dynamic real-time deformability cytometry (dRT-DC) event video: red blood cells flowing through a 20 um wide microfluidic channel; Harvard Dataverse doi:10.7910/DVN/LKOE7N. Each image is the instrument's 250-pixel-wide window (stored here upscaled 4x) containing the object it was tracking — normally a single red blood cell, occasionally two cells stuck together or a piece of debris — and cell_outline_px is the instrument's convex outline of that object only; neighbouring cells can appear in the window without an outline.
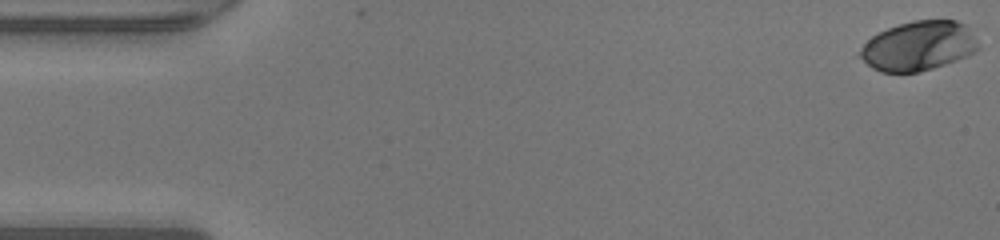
{"species": "human", "species_latin": "Homo sapiens", "temperature_condition": "warm", "stored_images_in_passage": 49, "camera_frame_rate_fps": 3000, "um_per_image_px": 0.085, "donor": {"sex": "male"}, "frame": {"image": 1, "passage_image": 1, "time_ms": 0.0, "image_size_px": [1000, 240], "cell_outline_px": [[980, 48], [968, 56], [932, 68], [916, 72], [880, 72], [872, 68], [856, 56], [860, 48], [872, 36], [888, 28], [912, 20], [956, 20], [964, 24]], "centroid_in_image_um": [78.01, 3.91], "position_along_channel_um": 7.0, "area_um2": 33.87}}
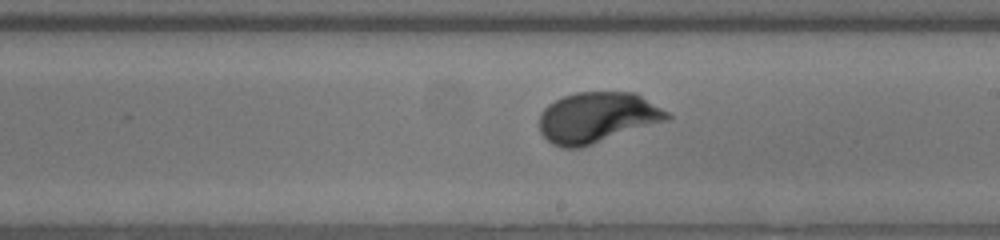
{"frame": {"image": 2, "passage_image": 28, "time_ms": 9.0, "image_size_px": [1000, 240], "cell_outline_px": [[672, 116], [668, 120], [580, 148], [564, 148], [552, 144], [540, 132], [540, 112], [548, 104], [564, 96], [576, 92], [636, 92], [668, 112]], "centroid_in_image_um": [50.76, 9.98], "position_along_channel_um": 238.2, "area_um2": 37.63}}
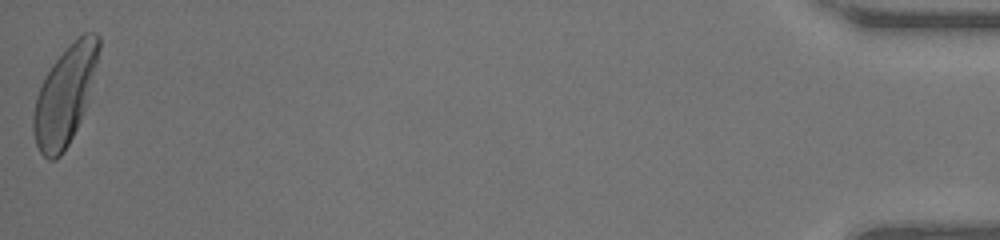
{"frame": {"image": 3, "passage_image": 49, "time_ms": 16.0, "image_size_px": [1000, 240], "cell_outline_px": [[100, 48], [96, 64], [84, 108], [80, 120], [64, 152], [56, 160], [48, 160], [40, 152], [36, 144], [32, 132], [32, 116], [36, 96], [52, 64], [84, 32], [96, 32], [100, 36]], "centroid_in_image_um": [5.48, 8.15], "position_along_channel_um": 429.7, "area_um2": 36.47}, "authors_computed_cell_mechanics": {"area_um2": 35.6626, "velocity_mm_per_s": 4.2645, "shape_relaxation_time_tau1_ms": 1.6717, "shape_relaxation_time_tau2_ms": null, "deformation_change_tau1": 0.1354, "deformation_change_tau2": null}}